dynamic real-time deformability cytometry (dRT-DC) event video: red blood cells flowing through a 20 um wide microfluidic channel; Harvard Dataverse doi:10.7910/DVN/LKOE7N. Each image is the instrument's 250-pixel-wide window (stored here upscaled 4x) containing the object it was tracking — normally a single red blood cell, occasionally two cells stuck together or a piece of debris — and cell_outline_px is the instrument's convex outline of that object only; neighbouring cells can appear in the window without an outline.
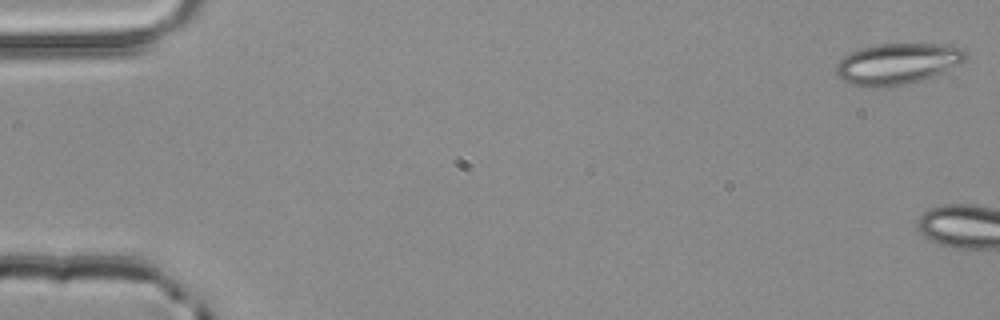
{"species": "common noctule bat (a hibernating species)", "species_latin": "Nyctalus noctula", "temperature_condition": "room temperature", "stored_images_in_passage": 4, "camera_frame_rate_fps": 3000, "um_per_image_px": 0.085, "animal": {"sex": "male", "body_mass_g": 20.4}, "frame": {"image": 1, "passage_image": 1, "time_ms": 0.0, "image_size_px": [1000, 320], "cell_outline_px": [[968, 56], [960, 64], [932, 76], [908, 84], [884, 88], [860, 88], [836, 76], [836, 64], [844, 56], [860, 48], [880, 44], [948, 44], [964, 48], [968, 52]], "centroid_in_image_um": [76.29, 5.43], "position_along_channel_um": 8.7, "area_um2": 31.39}}